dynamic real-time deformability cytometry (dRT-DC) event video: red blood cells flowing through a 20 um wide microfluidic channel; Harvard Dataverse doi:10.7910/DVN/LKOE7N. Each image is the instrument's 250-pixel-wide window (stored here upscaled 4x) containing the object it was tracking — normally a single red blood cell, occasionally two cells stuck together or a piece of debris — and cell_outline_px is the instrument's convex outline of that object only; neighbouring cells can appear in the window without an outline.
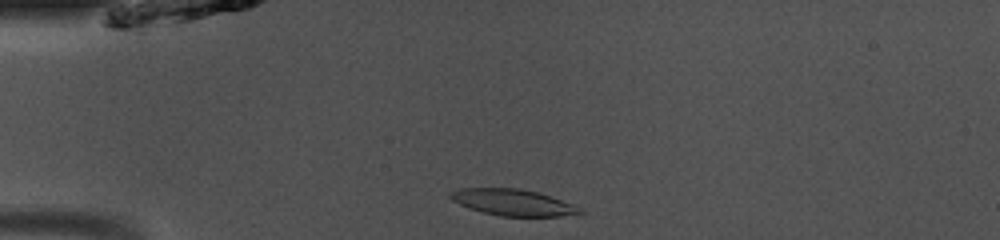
{"species": "common noctule bat (a hibernating species)", "species_latin": "Nyctalus noctula", "temperature_condition": "room temperature", "stored_images_in_passage": 38, "camera_frame_rate_fps": 3000, "um_per_image_px": 0.085, "animal": {"sex": "male", "body_mass_g": 13.0, "forearm_length_mm": 53.1}, "frame": {"image": 1, "passage_image": 1, "time_ms": 0.0, "image_size_px": [1000, 240], "cell_outline_px": [[584, 212], [580, 216], [500, 216], [484, 212], [460, 204], [452, 200], [448, 196], [452, 192], [464, 188], [520, 188], [536, 192], [560, 200], [580, 208]], "centroid_in_image_um": [43.65, 17.22], "position_along_channel_um": 41.3, "area_um2": 19.59}}
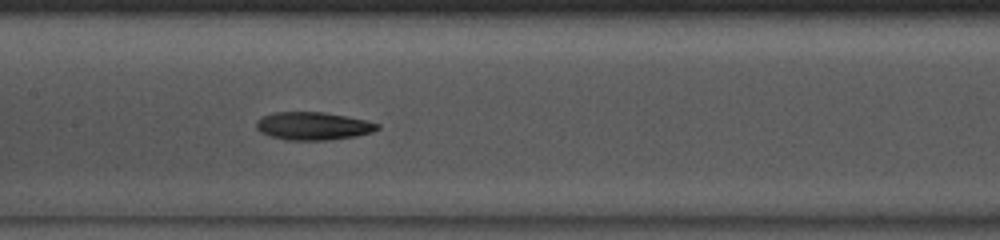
{"frame": {"image": 2, "passage_image": 13, "time_ms": 4.0, "image_size_px": [1000, 240], "cell_outline_px": [[380, 128], [372, 132], [356, 136], [328, 140], [288, 140], [272, 136], [260, 132], [256, 128], [256, 120], [264, 116], [276, 112], [324, 112], [364, 120], [380, 124]], "centroid_in_image_um": [26.61, 10.71], "position_along_channel_um": 180.8, "area_um2": 19.54}}
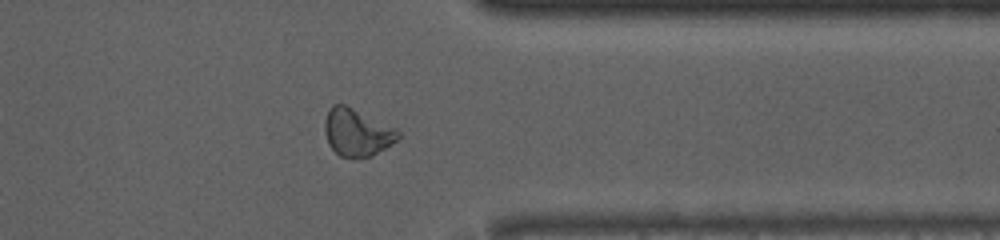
{"frame": {"image": 3, "passage_image": 28, "time_ms": 9.0, "image_size_px": [1000, 240], "cell_outline_px": [[400, 136], [396, 140], [372, 156], [356, 160], [340, 156], [328, 144], [324, 132], [324, 120], [328, 108], [332, 104], [344, 104], [396, 128], [400, 132]], "centroid_in_image_um": [30.3, 11.27], "position_along_channel_um": 381.1, "area_um2": 20.46}, "authors_computed_cell_mechanics": {"area_um2": 20.1722, "velocity_mm_per_s": 4.0931, "shape_relaxation_time_tau1_ms": null, "shape_relaxation_time_tau2_ms": 6.2724, "deformation_change_tau1": null, "deformation_change_tau2": 0.1537}}